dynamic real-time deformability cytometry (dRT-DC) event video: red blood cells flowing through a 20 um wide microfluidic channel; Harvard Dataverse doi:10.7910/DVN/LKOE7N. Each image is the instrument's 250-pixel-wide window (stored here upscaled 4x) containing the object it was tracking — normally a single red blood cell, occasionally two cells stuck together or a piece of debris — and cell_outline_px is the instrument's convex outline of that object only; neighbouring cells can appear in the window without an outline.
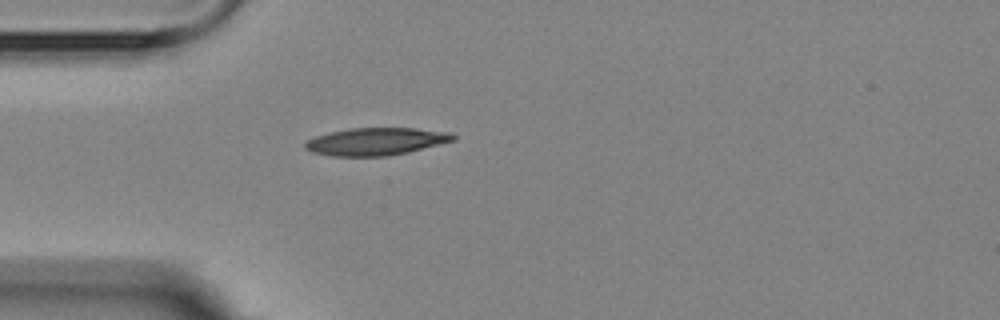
{"species": "Egyptian fruit bat (a non-hibernating species)", "species_latin": "Rousettus aegyptiacus", "temperature_condition": "room temperature", "stored_images_in_passage": 1, "camera_frame_rate_fps": 3000, "um_per_image_px": 0.085, "animal": {"sex": "female"}, "frame": {"image": 1, "passage_image": 1, "time_ms": 0.0, "image_size_px": [1000, 320], "cell_outline_px": [[456, 140], [408, 152], [388, 156], [332, 156], [312, 152], [304, 148], [304, 144], [308, 140], [316, 136], [328, 132], [352, 128], [416, 128], [452, 132], [456, 136]], "centroid_in_image_um": [31.98, 12.02], "position_along_channel_um": 53.0, "area_um2": 23.81}}